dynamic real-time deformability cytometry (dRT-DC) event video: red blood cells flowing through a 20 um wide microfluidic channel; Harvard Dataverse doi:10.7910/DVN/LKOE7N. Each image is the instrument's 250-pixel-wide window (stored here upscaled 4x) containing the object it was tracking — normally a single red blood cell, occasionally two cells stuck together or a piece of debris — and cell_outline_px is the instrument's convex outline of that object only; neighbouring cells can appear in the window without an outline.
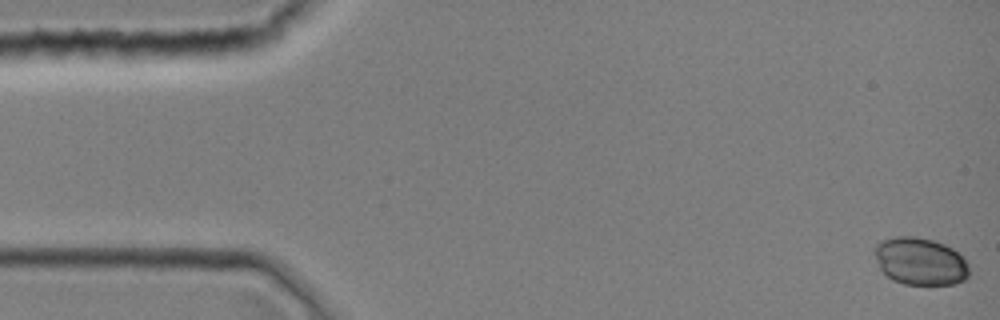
{"species": "common noctule bat (a hibernating species)", "species_latin": "Nyctalus noctula", "temperature_condition": "room temperature", "stored_images_in_passage": 40, "camera_frame_rate_fps": 3000, "um_per_image_px": 0.085, "animal": {"sex": "female", "body_mass_g": 19.0, "forearm_length_mm": 51.5}, "frame": {"image": 1, "passage_image": 1, "time_ms": 0.0, "image_size_px": [1000, 320], "cell_outline_px": [[968, 276], [964, 280], [952, 284], [904, 284], [892, 280], [880, 268], [872, 248], [880, 240], [896, 236], [916, 236], [932, 240], [944, 244], [952, 248], [964, 256], [968, 264]], "centroid_in_image_um": [78.21, 22.19], "position_along_channel_um": 6.8, "area_um2": 26.3}}
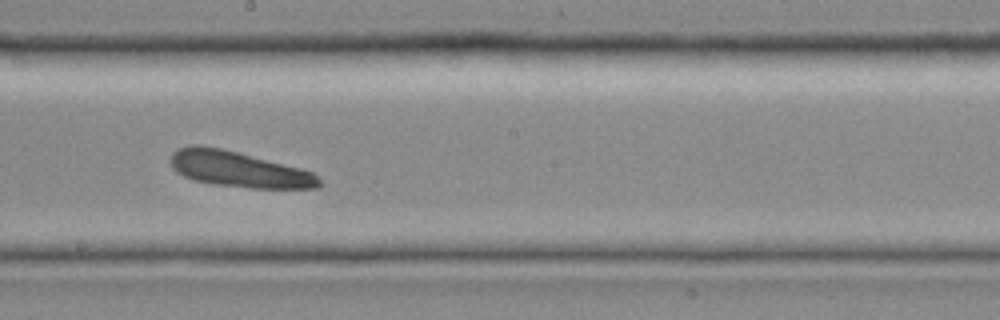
{"frame": {"image": 2, "passage_image": 23, "time_ms": 7.333, "image_size_px": [1000, 320], "cell_outline_px": [[324, 184], [316, 188], [252, 188], [216, 184], [192, 180], [176, 172], [172, 168], [168, 160], [172, 152], [188, 144], [200, 144], [220, 148], [300, 168], [312, 172]], "centroid_in_image_um": [20.23, 14.38], "position_along_channel_um": 228.0, "area_um2": 30.92}}
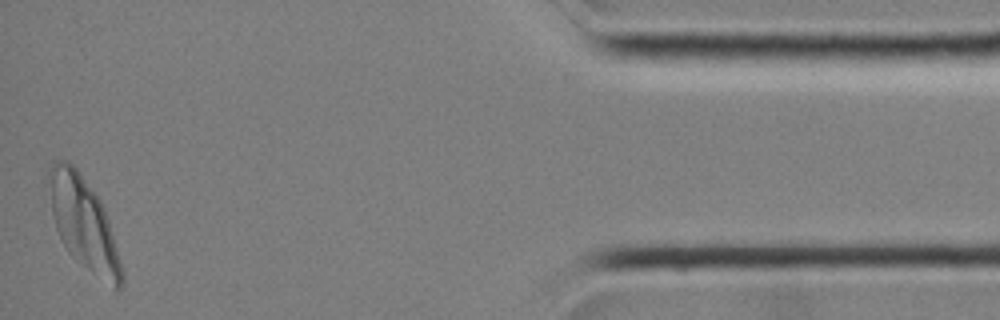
{"frame": {"image": 3, "passage_image": 40, "time_ms": 13.0, "image_size_px": [1000, 320], "cell_outline_px": [[124, 280], [120, 288], [116, 292], [76, 260], [68, 252], [60, 240], [52, 216], [48, 176], [48, 168], [56, 160], [68, 160], [76, 168], [100, 200], [104, 208], [108, 220], [124, 272]], "centroid_in_image_um": [7.11, 19.03], "position_along_channel_um": 428.1, "area_um2": 38.96}}